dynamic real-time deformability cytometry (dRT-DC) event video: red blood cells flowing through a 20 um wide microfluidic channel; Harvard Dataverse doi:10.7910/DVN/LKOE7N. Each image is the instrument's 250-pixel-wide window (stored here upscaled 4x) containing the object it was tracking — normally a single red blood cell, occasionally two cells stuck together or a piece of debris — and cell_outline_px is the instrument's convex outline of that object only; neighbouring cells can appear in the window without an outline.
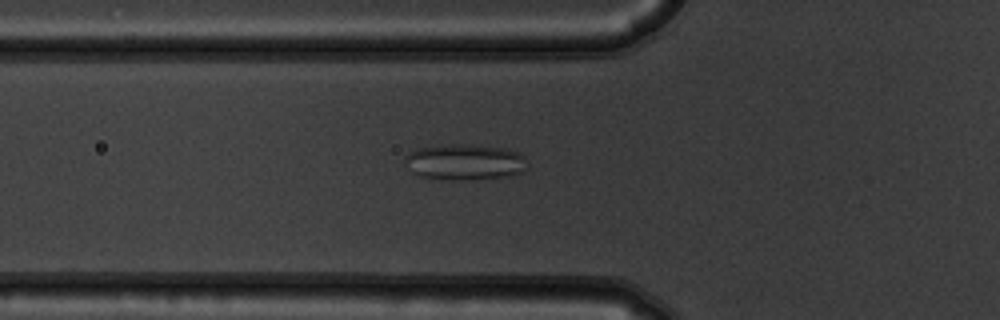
{"species": "common noctule bat (a hibernating species)", "species_latin": "Nyctalus noctula", "temperature_condition": "warm", "stored_images_in_passage": 54, "camera_frame_rate_fps": 3000, "um_per_image_px": 0.085, "animal": {"sex": "male", "body_mass_g": 19.5, "forearm_length_mm": 54.6}, "frame": {"image": 1, "passage_image": 19, "time_ms": 6.0, "image_size_px": [1000, 320], "cell_outline_px": [[528, 168], [524, 172], [512, 176], [460, 180], [452, 180], [420, 176], [412, 172], [404, 164], [404, 156], [416, 148], [452, 144], [472, 144], [504, 148], [520, 152], [524, 156]], "centroid_in_image_um": [39.53, 13.77], "position_along_channel_um": 86.3, "area_um2": 26.01}}
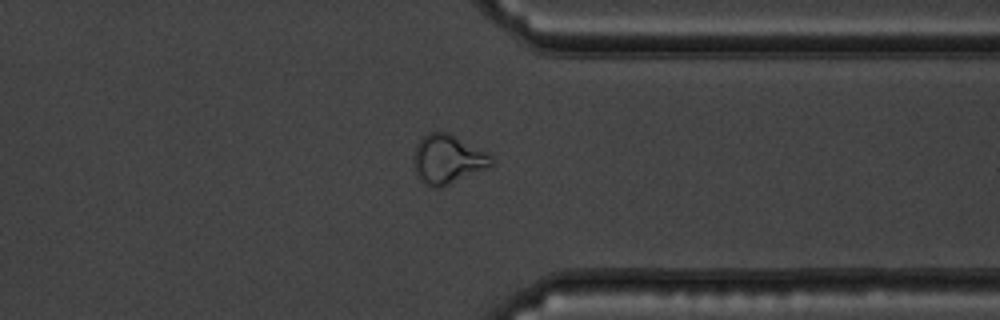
{"frame": {"image": 2, "passage_image": 42, "time_ms": 13.667, "image_size_px": [1000, 320], "cell_outline_px": [[496, 164], [488, 168], [440, 188], [436, 188], [420, 180], [416, 176], [412, 156], [416, 144], [428, 132], [448, 132], [488, 152], [492, 156]], "centroid_in_image_um": [38.07, 13.53], "position_along_channel_um": 373.3, "area_um2": 22.48}}
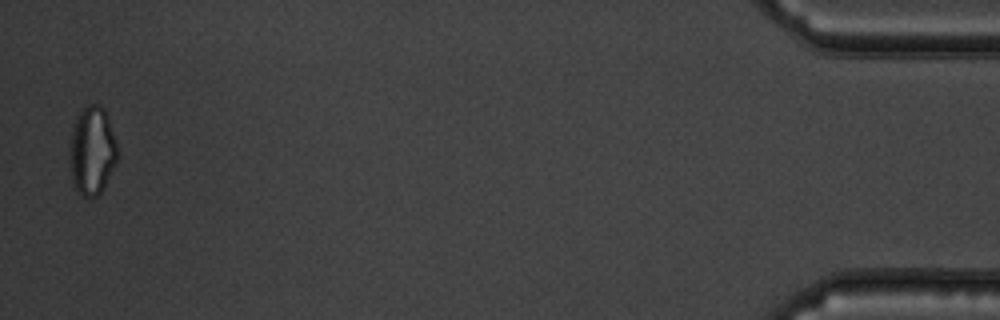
{"frame": {"image": 3, "passage_image": 53, "time_ms": 17.333, "image_size_px": [1000, 320], "cell_outline_px": [[120, 156], [104, 188], [96, 196], [88, 200], [76, 192], [72, 180], [68, 160], [68, 152], [72, 128], [76, 116], [88, 104], [100, 104], [104, 108], [120, 152]], "centroid_in_image_um": [7.82, 12.86], "position_along_channel_um": 427.4, "area_um2": 25.49}, "authors_computed_cell_mechanics": {"area_um2": 23.2645, "velocity_mm_per_s": 3.764, "shape_relaxation_time_tau1_ms": null, "shape_relaxation_time_tau2_ms": 1.9878, "deformation_change_tau1": null, "deformation_change_tau2": 0.0909}}